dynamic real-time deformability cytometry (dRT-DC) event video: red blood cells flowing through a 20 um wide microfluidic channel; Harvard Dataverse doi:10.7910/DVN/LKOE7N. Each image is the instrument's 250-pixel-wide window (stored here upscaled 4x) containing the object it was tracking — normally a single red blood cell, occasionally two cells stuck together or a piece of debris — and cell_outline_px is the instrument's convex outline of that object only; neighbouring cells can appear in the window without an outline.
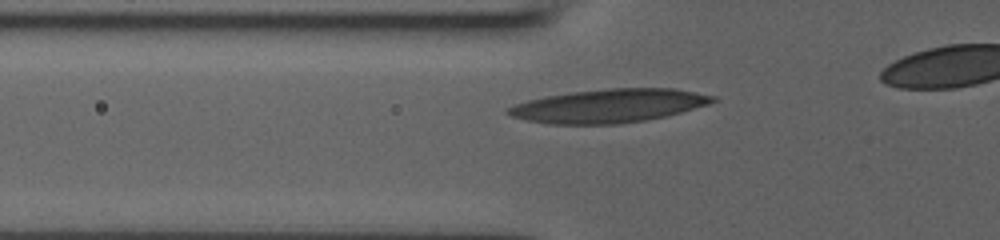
{"species": "human", "species_latin": "Homo sapiens", "temperature_condition": "room temperature", "stored_images_in_passage": 27, "camera_frame_rate_fps": 3000, "um_per_image_px": 0.085, "donor": {"sex": "male"}, "frame": {"image": 1, "passage_image": 2, "time_ms": 0.333, "image_size_px": [1000, 240], "cell_outline_px": [[716, 100], [708, 104], [680, 112], [664, 116], [644, 120], [616, 124], [548, 124], [528, 120], [512, 116], [504, 112], [508, 108], [516, 104], [528, 100], [544, 96], [572, 92], [608, 88], [676, 88], [716, 96]], "centroid_in_image_um": [51.74, 8.99], "position_along_channel_um": 74.1, "area_um2": 39.71}}
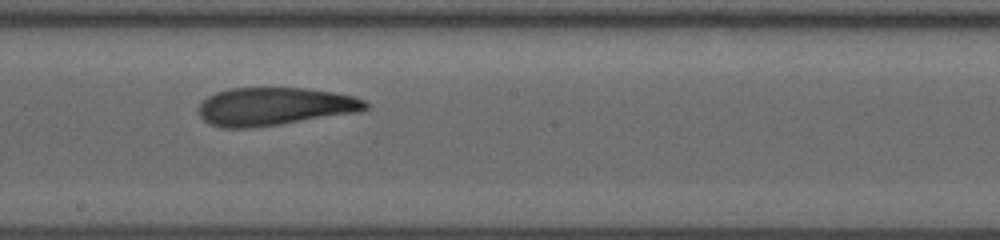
{"frame": {"image": 2, "passage_image": 13, "time_ms": 4.0, "image_size_px": [1000, 240], "cell_outline_px": [[368, 108], [360, 112], [248, 128], [224, 128], [208, 124], [200, 116], [196, 108], [208, 96], [216, 92], [228, 88], [304, 88], [332, 92], [352, 96], [364, 100], [368, 104]], "centroid_in_image_um": [23.29, 9.04], "position_along_channel_um": 224.9, "area_um2": 36.76}}
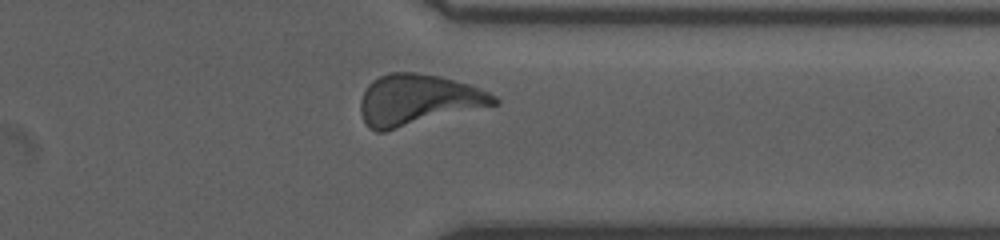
{"frame": {"image": 3, "passage_image": 24, "time_ms": 7.667, "image_size_px": [1000, 240], "cell_outline_px": [[500, 104], [384, 132], [376, 132], [368, 128], [360, 112], [360, 100], [364, 88], [372, 80], [380, 76], [392, 72], [416, 72], [440, 76], [468, 84], [488, 92], [496, 96], [500, 100]], "centroid_in_image_um": [35.51, 8.5], "position_along_channel_um": 375.9, "area_um2": 40.0}}